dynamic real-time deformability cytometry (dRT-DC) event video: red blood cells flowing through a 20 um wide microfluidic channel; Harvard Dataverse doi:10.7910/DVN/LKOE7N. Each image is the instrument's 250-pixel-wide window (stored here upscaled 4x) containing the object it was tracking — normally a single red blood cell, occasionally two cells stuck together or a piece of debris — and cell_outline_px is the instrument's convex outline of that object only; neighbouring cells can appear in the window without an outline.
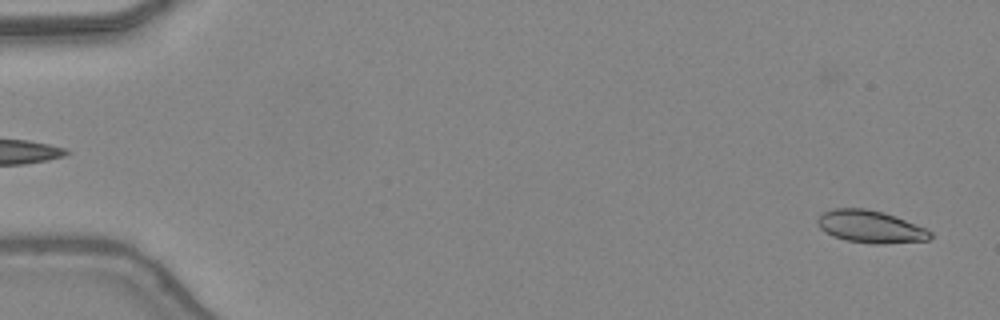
{"species": "common noctule bat (a hibernating species)", "species_latin": "Nyctalus noctula", "temperature_condition": "warm", "stored_images_in_passage": 5, "camera_frame_rate_fps": 3000, "um_per_image_px": 0.085, "animal": {"sex": "female", "body_mass_g": 24.6, "forearm_length_mm": 56.2}, "frame": {"image": 1, "passage_image": 2, "time_ms": 0.333, "image_size_px": [1000, 320], "cell_outline_px": [[932, 236], [928, 240], [884, 244], [872, 244], [848, 240], [832, 236], [824, 232], [820, 228], [816, 220], [820, 212], [832, 208], [864, 208], [884, 212], [896, 216], [924, 228], [932, 232]], "centroid_in_image_um": [73.94, 19.26], "position_along_channel_um": 11.1, "area_um2": 21.44}}